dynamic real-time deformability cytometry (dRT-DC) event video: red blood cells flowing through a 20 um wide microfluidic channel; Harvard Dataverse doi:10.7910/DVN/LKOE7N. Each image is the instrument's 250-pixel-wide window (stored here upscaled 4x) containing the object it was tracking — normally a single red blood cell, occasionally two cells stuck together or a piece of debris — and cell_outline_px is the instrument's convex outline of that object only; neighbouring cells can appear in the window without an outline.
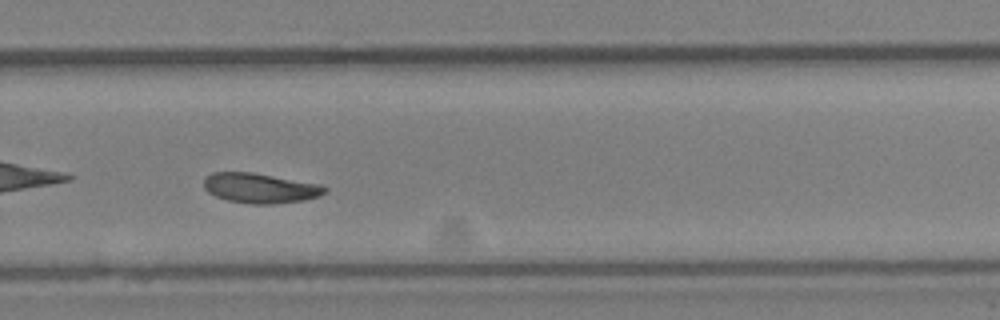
{"species": "Egyptian fruit bat (a non-hibernating species)", "species_latin": "Rousettus aegyptiacus", "temperature_condition": "cold", "stored_images_in_passage": 34, "camera_frame_rate_fps": 3000, "um_per_image_px": 0.085, "animal": {"sex": "female"}, "frame": {"image": 1, "passage_image": 29, "time_ms": 9.333, "image_size_px": [1000, 320], "cell_outline_px": [[328, 192], [320, 196], [304, 200], [272, 204], [252, 204], [228, 200], [216, 196], [208, 192], [204, 188], [204, 180], [212, 172], [252, 172], [320, 184], [328, 188]], "centroid_in_image_um": [22.15, 15.99], "position_along_channel_um": 307.7, "area_um2": 21.1}}